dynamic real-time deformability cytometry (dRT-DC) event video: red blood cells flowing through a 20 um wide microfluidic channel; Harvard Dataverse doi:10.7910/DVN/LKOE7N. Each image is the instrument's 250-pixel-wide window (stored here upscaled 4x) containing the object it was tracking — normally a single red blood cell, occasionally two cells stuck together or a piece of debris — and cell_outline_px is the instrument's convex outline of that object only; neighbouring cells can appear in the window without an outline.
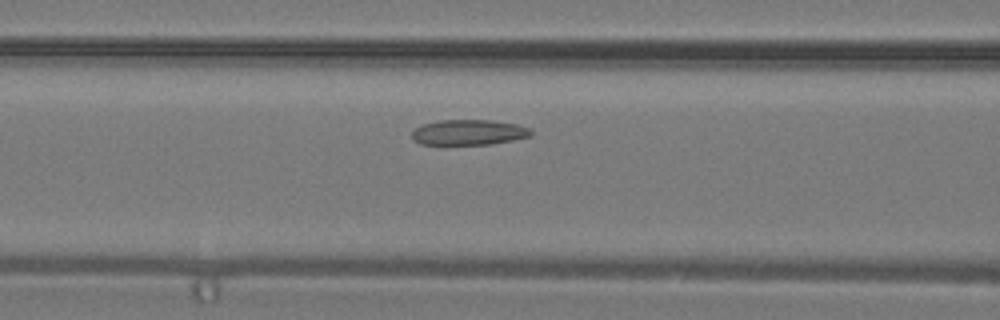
{"species": "common noctule bat (a hibernating species)", "species_latin": "Nyctalus noctula", "temperature_condition": "warm", "stored_images_in_passage": 33, "camera_frame_rate_fps": 3000, "um_per_image_px": 0.085, "animal": {"sex": "male", "body_mass_g": 19.2, "forearm_length_mm": 51.8}, "frame": {"image": 1, "passage_image": 11, "time_ms": 3.333, "image_size_px": [1000, 320], "cell_outline_px": [[532, 136], [512, 140], [488, 144], [420, 144], [412, 140], [412, 132], [420, 124], [440, 120], [492, 120], [516, 124], [532, 128]], "centroid_in_image_um": [39.84, 11.24], "position_along_channel_um": 126.8, "area_um2": 17.69}}
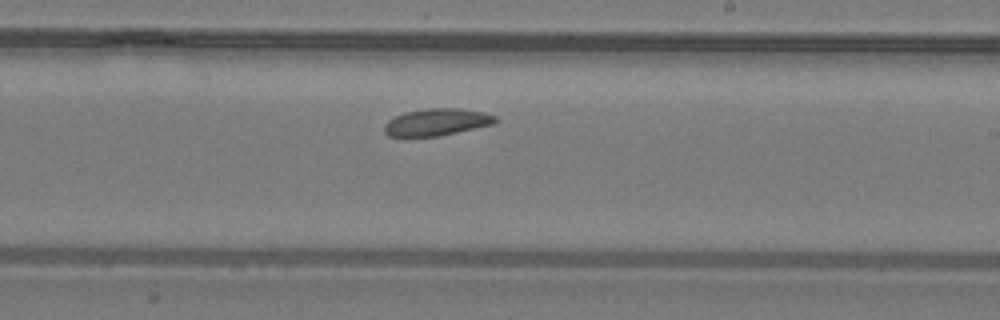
{"frame": {"image": 2, "passage_image": 18, "time_ms": 5.667, "image_size_px": [1000, 320], "cell_outline_px": [[500, 120], [492, 124], [440, 136], [388, 136], [384, 132], [384, 124], [388, 120], [404, 112], [428, 108], [456, 108], [484, 112], [496, 116]], "centroid_in_image_um": [37.12, 10.37], "position_along_channel_um": 251.9, "area_um2": 17.46}}
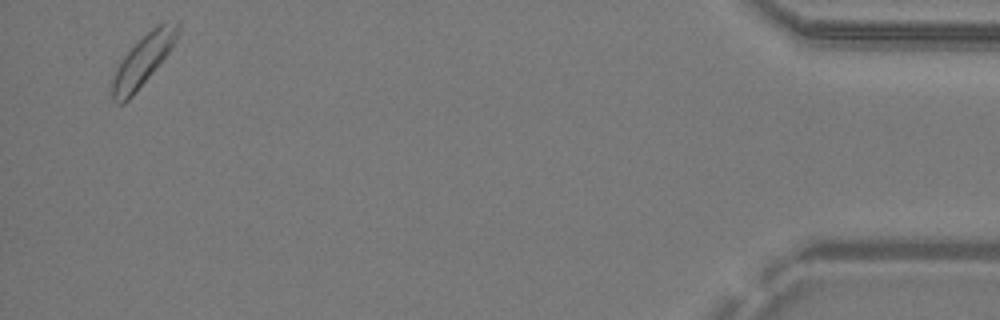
{"frame": {"image": 3, "passage_image": 32, "time_ms": 10.333, "image_size_px": [1000, 320], "cell_outline_px": [[180, 28], [176, 40], [168, 52], [152, 72], [132, 96], [124, 104], [116, 104], [112, 100], [112, 80], [116, 68], [124, 56], [152, 28], [168, 20], [180, 20]], "centroid_in_image_um": [12.16, 5.12], "position_along_channel_um": 423.0, "area_um2": 18.96}}